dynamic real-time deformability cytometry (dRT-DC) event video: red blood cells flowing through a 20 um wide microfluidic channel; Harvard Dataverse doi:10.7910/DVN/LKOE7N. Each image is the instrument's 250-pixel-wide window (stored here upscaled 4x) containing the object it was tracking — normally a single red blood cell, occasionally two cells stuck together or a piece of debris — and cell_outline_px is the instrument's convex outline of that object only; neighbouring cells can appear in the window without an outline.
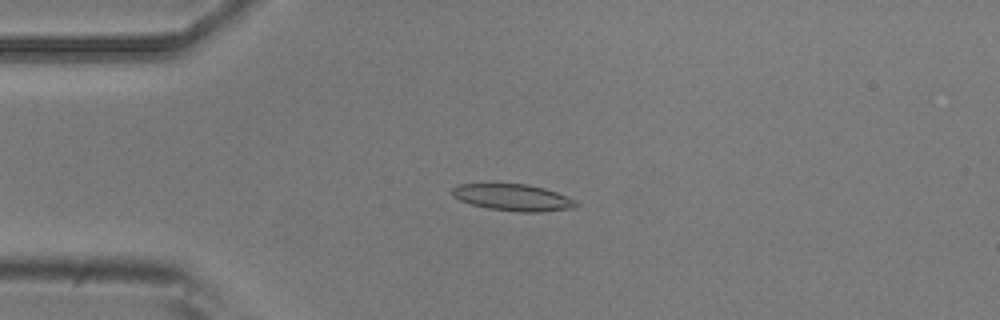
{"species": "common noctule bat (a hibernating species)", "species_latin": "Nyctalus noctula", "temperature_condition": "room temperature", "stored_images_in_passage": 8, "camera_frame_rate_fps": 3000, "um_per_image_px": 0.085, "animal": {"sex": "male", "body_mass_g": 20.5, "forearm_length_mm": 52.5}, "frame": {"image": 1, "passage_image": 1, "time_ms": 0.0, "image_size_px": [1000, 320], "cell_outline_px": [[580, 204], [576, 208], [540, 212], [520, 212], [488, 208], [472, 204], [460, 200], [452, 196], [452, 188], [460, 184], [528, 184], [544, 188], [556, 192], [576, 200]], "centroid_in_image_um": [43.65, 16.79], "position_along_channel_um": 41.3, "area_um2": 19.25}}
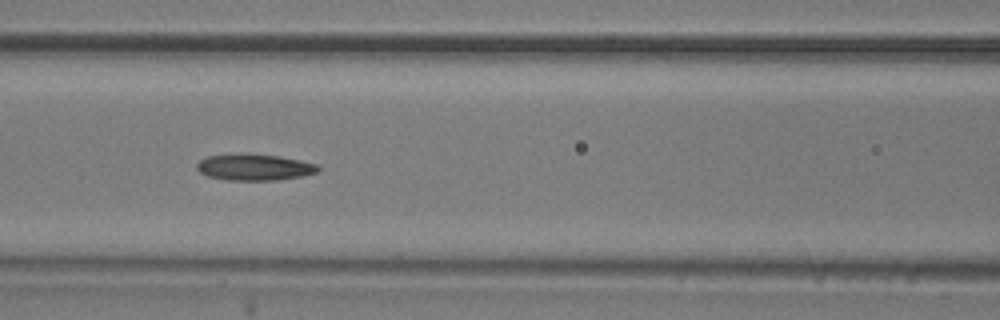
{"frame": {"image": 2, "passage_image": 4, "time_ms": 1.0, "image_size_px": [1000, 320], "cell_outline_px": [[320, 168], [316, 172], [300, 176], [276, 180], [224, 180], [208, 176], [200, 172], [196, 168], [196, 164], [200, 160], [208, 156], [240, 152], [248, 152], [280, 156], [300, 160], [316, 164]], "centroid_in_image_um": [21.57, 14.19], "position_along_channel_um": 145.0, "area_um2": 18.9}}
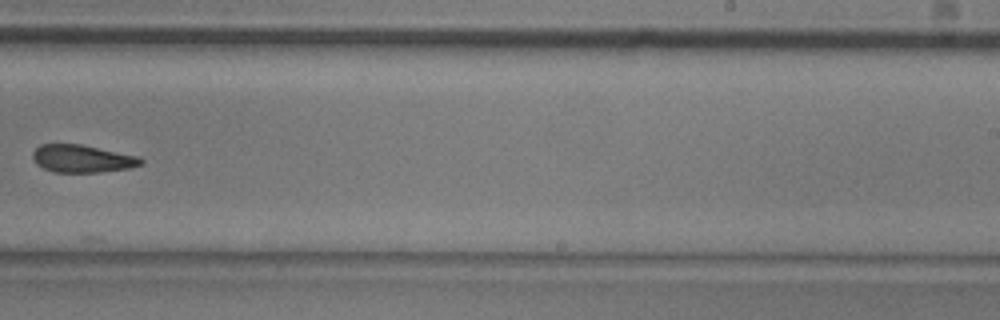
{"frame": {"image": 3, "passage_image": 7, "time_ms": 2.0, "image_size_px": [1000, 320], "cell_outline_px": [[144, 164], [132, 168], [100, 172], [52, 172], [36, 164], [32, 156], [32, 152], [40, 144], [80, 144], [140, 156], [144, 160]], "centroid_in_image_um": [7.03, 13.49], "position_along_channel_um": 282.0, "area_um2": 17.63}}